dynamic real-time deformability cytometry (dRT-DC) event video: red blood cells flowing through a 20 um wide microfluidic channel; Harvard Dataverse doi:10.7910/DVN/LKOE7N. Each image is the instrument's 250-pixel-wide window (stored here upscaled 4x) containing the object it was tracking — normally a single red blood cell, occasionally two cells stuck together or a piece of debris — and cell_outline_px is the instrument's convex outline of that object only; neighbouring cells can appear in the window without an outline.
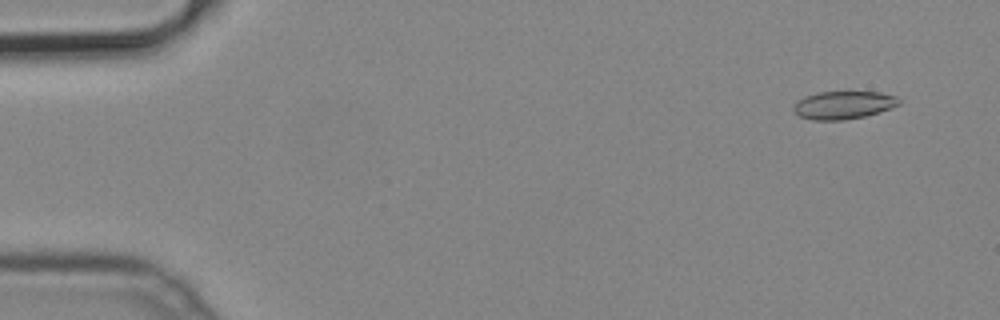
{"species": "common noctule bat (a hibernating species)", "species_latin": "Nyctalus noctula", "temperature_condition": "cold", "stored_images_in_passage": 50, "camera_frame_rate_fps": 3000, "um_per_image_px": 0.085, "animal": {"sex": "male", "body_mass_g": 19.2, "forearm_length_mm": 51.8}, "frame": {"image": 1, "passage_image": 2, "time_ms": 0.333, "image_size_px": [1000, 320], "cell_outline_px": [[900, 104], [880, 112], [864, 116], [844, 120], [812, 120], [800, 116], [792, 108], [796, 100], [804, 96], [820, 92], [880, 92], [896, 96], [900, 100]], "centroid_in_image_um": [71.68, 8.93], "position_along_channel_um": 13.3, "area_um2": 17.17}}
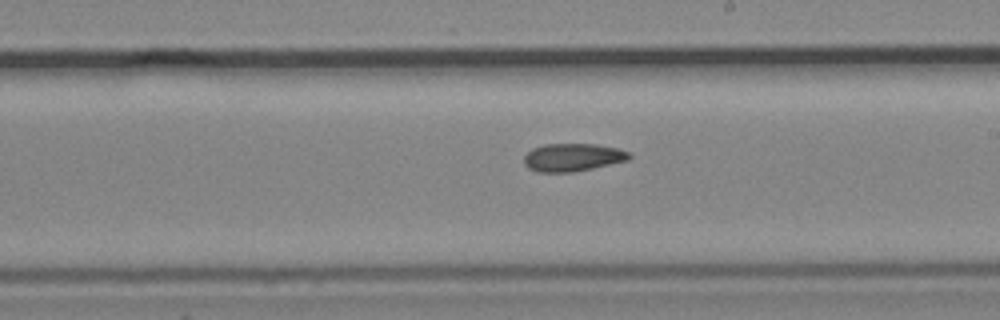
{"frame": {"image": 2, "passage_image": 28, "time_ms": 9.0, "image_size_px": [1000, 320], "cell_outline_px": [[632, 156], [628, 160], [592, 168], [572, 172], [536, 172], [528, 168], [524, 164], [524, 156], [532, 148], [544, 144], [596, 144], [616, 148], [632, 152]], "centroid_in_image_um": [48.67, 13.37], "position_along_channel_um": 240.3, "area_um2": 17.17}}
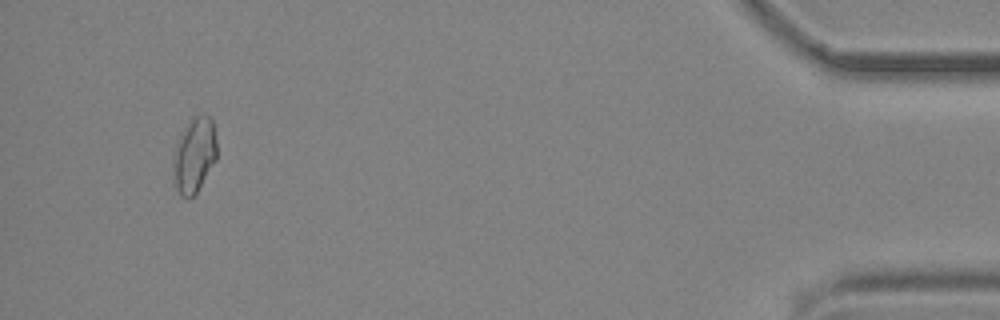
{"frame": {"image": 3, "passage_image": 47, "time_ms": 15.333, "image_size_px": [1000, 320], "cell_outline_px": [[216, 160], [196, 192], [188, 200], [180, 196], [176, 188], [172, 164], [176, 144], [184, 128], [192, 116], [208, 116], [212, 120], [216, 140]], "centroid_in_image_um": [16.5, 13.2], "position_along_channel_um": 418.7, "area_um2": 18.9}}